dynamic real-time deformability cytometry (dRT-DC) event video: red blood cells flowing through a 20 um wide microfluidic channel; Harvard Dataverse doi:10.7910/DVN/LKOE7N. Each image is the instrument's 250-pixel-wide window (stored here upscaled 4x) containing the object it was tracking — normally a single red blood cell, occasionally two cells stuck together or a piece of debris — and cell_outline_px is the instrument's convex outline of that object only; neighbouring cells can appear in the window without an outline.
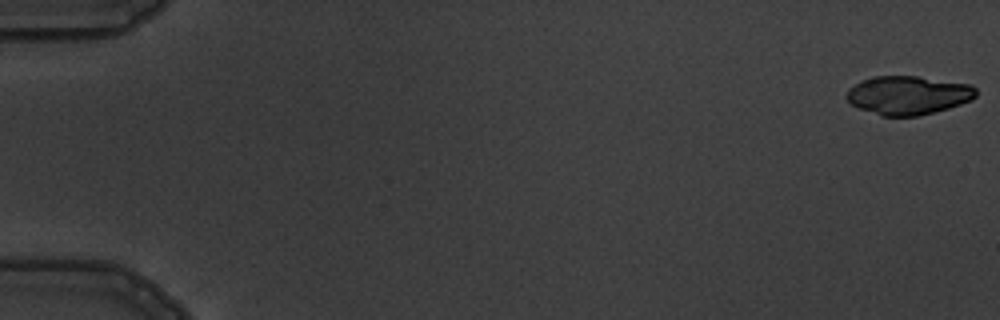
{"species": "common noctule bat (a hibernating species)", "species_latin": "Nyctalus noctula", "temperature_condition": "warm", "stored_images_in_passage": 6, "camera_frame_rate_fps": 3000, "um_per_image_px": 0.085, "animal": {"sex": "male", "body_mass_g": 19.5, "forearm_length_mm": 54.6}, "frame": {"image": 1, "passage_image": 1, "time_ms": 0.0, "image_size_px": [1000, 320], "cell_outline_px": [[976, 96], [972, 100], [948, 108], [920, 116], [880, 116], [860, 108], [852, 104], [844, 96], [848, 88], [864, 80], [876, 76], [916, 76], [972, 84], [976, 88]], "centroid_in_image_um": [77.2, 8.09], "position_along_channel_um": 7.8, "area_um2": 29.19}}